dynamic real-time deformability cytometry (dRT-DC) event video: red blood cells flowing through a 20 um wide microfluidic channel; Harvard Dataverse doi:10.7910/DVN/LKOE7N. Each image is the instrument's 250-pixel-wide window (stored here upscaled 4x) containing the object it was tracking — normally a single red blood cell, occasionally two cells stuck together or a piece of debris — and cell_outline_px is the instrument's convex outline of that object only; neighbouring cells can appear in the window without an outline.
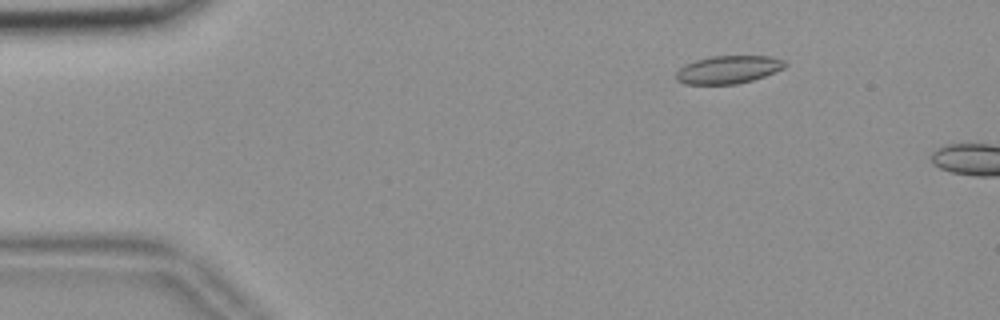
{"species": "common noctule bat (a hibernating species)", "species_latin": "Nyctalus noctula", "temperature_condition": "room temperature", "stored_images_in_passage": 6, "camera_frame_rate_fps": 3000, "um_per_image_px": 0.085, "animal": {"sex": "female", "body_mass_g": 18.4}, "frame": {"image": 1, "passage_image": 3, "time_ms": 0.667, "image_size_px": [1000, 320], "cell_outline_px": [[788, 64], [784, 68], [764, 76], [752, 80], [736, 84], [684, 84], [676, 80], [676, 72], [684, 64], [696, 60], [712, 56], [768, 56], [784, 60]], "centroid_in_image_um": [61.89, 5.91], "position_along_channel_um": 23.1, "area_um2": 17.69}}